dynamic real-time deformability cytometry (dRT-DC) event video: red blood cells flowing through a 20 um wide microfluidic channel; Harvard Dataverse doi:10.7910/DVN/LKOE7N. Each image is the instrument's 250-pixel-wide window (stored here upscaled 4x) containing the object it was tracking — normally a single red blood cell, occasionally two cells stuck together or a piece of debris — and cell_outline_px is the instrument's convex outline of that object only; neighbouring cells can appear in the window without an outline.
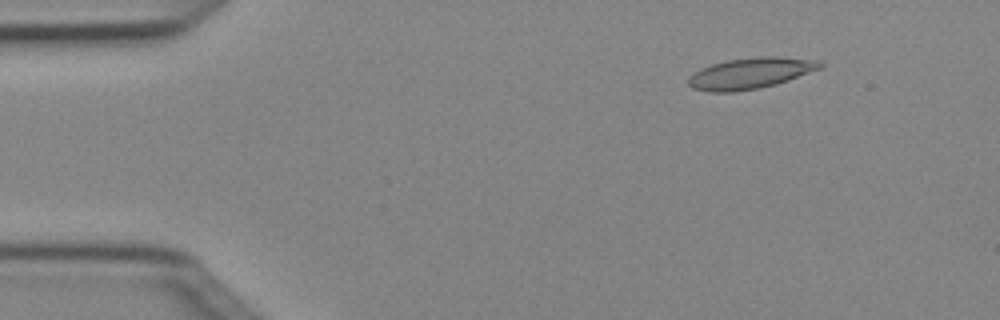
{"species": "Egyptian fruit bat (a non-hibernating species)", "species_latin": "Rousettus aegyptiacus", "temperature_condition": "cold", "stored_images_in_passage": 5, "camera_frame_rate_fps": 3000, "um_per_image_px": 0.085, "animal": {"sex": "female"}, "frame": {"image": 1, "passage_image": 2, "time_ms": 0.333, "image_size_px": [1000, 320], "cell_outline_px": [[824, 64], [820, 68], [788, 80], [776, 84], [760, 88], [732, 92], [708, 92], [692, 88], [688, 84], [688, 76], [700, 68], [712, 64], [728, 60], [756, 56], [776, 56], [820, 60]], "centroid_in_image_um": [63.76, 6.22], "position_along_channel_um": 21.2, "area_um2": 23.93}}
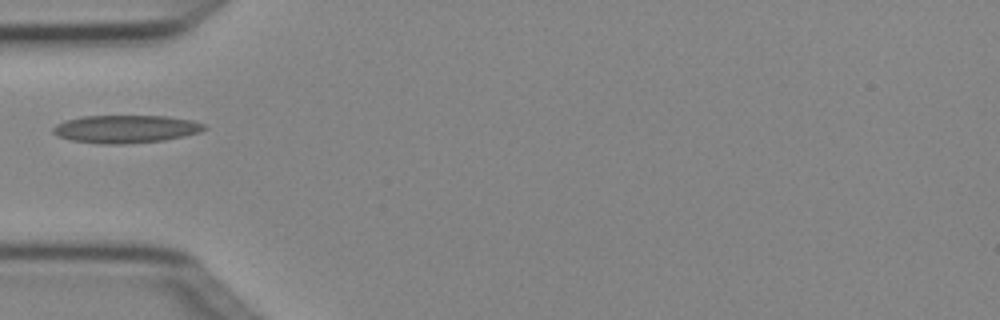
{"frame": {"image": 2, "passage_image": 5, "time_ms": 1.333, "image_size_px": [1000, 320], "cell_outline_px": [[208, 128], [200, 132], [184, 136], [164, 140], [124, 144], [100, 144], [72, 140], [60, 136], [52, 132], [52, 128], [56, 124], [64, 120], [80, 116], [168, 116], [192, 120], [204, 124]], "centroid_in_image_um": [10.69, 10.96], "position_along_channel_um": 74.3, "area_um2": 24.62}}